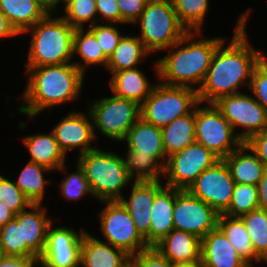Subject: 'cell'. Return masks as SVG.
<instances>
[{
  "label": "cell",
  "instance_id": "obj_22",
  "mask_svg": "<svg viewBox=\"0 0 267 267\" xmlns=\"http://www.w3.org/2000/svg\"><path fill=\"white\" fill-rule=\"evenodd\" d=\"M143 71L139 66L112 73L107 81L110 92L116 97L129 99L141 105L157 83L151 82Z\"/></svg>",
  "mask_w": 267,
  "mask_h": 267
},
{
  "label": "cell",
  "instance_id": "obj_10",
  "mask_svg": "<svg viewBox=\"0 0 267 267\" xmlns=\"http://www.w3.org/2000/svg\"><path fill=\"white\" fill-rule=\"evenodd\" d=\"M195 140L220 159L243 143L214 103L201 102L195 107Z\"/></svg>",
  "mask_w": 267,
  "mask_h": 267
},
{
  "label": "cell",
  "instance_id": "obj_40",
  "mask_svg": "<svg viewBox=\"0 0 267 267\" xmlns=\"http://www.w3.org/2000/svg\"><path fill=\"white\" fill-rule=\"evenodd\" d=\"M0 202H3L15 215L32 204L17 187L14 178H8L3 174H0Z\"/></svg>",
  "mask_w": 267,
  "mask_h": 267
},
{
  "label": "cell",
  "instance_id": "obj_24",
  "mask_svg": "<svg viewBox=\"0 0 267 267\" xmlns=\"http://www.w3.org/2000/svg\"><path fill=\"white\" fill-rule=\"evenodd\" d=\"M21 142L30 156L28 161L44 165L52 171H57L69 161L68 155L60 147L51 131L46 134L38 132L22 136Z\"/></svg>",
  "mask_w": 267,
  "mask_h": 267
},
{
  "label": "cell",
  "instance_id": "obj_51",
  "mask_svg": "<svg viewBox=\"0 0 267 267\" xmlns=\"http://www.w3.org/2000/svg\"><path fill=\"white\" fill-rule=\"evenodd\" d=\"M15 214L8 209L3 202H0V228L3 227L7 222L13 220Z\"/></svg>",
  "mask_w": 267,
  "mask_h": 267
},
{
  "label": "cell",
  "instance_id": "obj_14",
  "mask_svg": "<svg viewBox=\"0 0 267 267\" xmlns=\"http://www.w3.org/2000/svg\"><path fill=\"white\" fill-rule=\"evenodd\" d=\"M56 224L53 221L47 229L45 250L40 256L42 267H80L82 237L86 229L81 227L78 231L69 225Z\"/></svg>",
  "mask_w": 267,
  "mask_h": 267
},
{
  "label": "cell",
  "instance_id": "obj_27",
  "mask_svg": "<svg viewBox=\"0 0 267 267\" xmlns=\"http://www.w3.org/2000/svg\"><path fill=\"white\" fill-rule=\"evenodd\" d=\"M151 55L136 34L124 33L108 58L106 71L110 76L114 72L142 66L140 63Z\"/></svg>",
  "mask_w": 267,
  "mask_h": 267
},
{
  "label": "cell",
  "instance_id": "obj_12",
  "mask_svg": "<svg viewBox=\"0 0 267 267\" xmlns=\"http://www.w3.org/2000/svg\"><path fill=\"white\" fill-rule=\"evenodd\" d=\"M220 158L204 145L194 142L169 157L164 167L166 186L187 190L197 177Z\"/></svg>",
  "mask_w": 267,
  "mask_h": 267
},
{
  "label": "cell",
  "instance_id": "obj_55",
  "mask_svg": "<svg viewBox=\"0 0 267 267\" xmlns=\"http://www.w3.org/2000/svg\"><path fill=\"white\" fill-rule=\"evenodd\" d=\"M3 252H2V248H1V245H0V259L3 257Z\"/></svg>",
  "mask_w": 267,
  "mask_h": 267
},
{
  "label": "cell",
  "instance_id": "obj_5",
  "mask_svg": "<svg viewBox=\"0 0 267 267\" xmlns=\"http://www.w3.org/2000/svg\"><path fill=\"white\" fill-rule=\"evenodd\" d=\"M109 150L97 147L73 159L83 168L90 191L98 202L119 200L133 182L123 155Z\"/></svg>",
  "mask_w": 267,
  "mask_h": 267
},
{
  "label": "cell",
  "instance_id": "obj_52",
  "mask_svg": "<svg viewBox=\"0 0 267 267\" xmlns=\"http://www.w3.org/2000/svg\"><path fill=\"white\" fill-rule=\"evenodd\" d=\"M171 267H202L201 262L194 263H171Z\"/></svg>",
  "mask_w": 267,
  "mask_h": 267
},
{
  "label": "cell",
  "instance_id": "obj_47",
  "mask_svg": "<svg viewBox=\"0 0 267 267\" xmlns=\"http://www.w3.org/2000/svg\"><path fill=\"white\" fill-rule=\"evenodd\" d=\"M0 267H42L39 256H6L0 259Z\"/></svg>",
  "mask_w": 267,
  "mask_h": 267
},
{
  "label": "cell",
  "instance_id": "obj_49",
  "mask_svg": "<svg viewBox=\"0 0 267 267\" xmlns=\"http://www.w3.org/2000/svg\"><path fill=\"white\" fill-rule=\"evenodd\" d=\"M257 189L259 197L258 208L262 209L267 213V171L264 173L263 177L257 184Z\"/></svg>",
  "mask_w": 267,
  "mask_h": 267
},
{
  "label": "cell",
  "instance_id": "obj_50",
  "mask_svg": "<svg viewBox=\"0 0 267 267\" xmlns=\"http://www.w3.org/2000/svg\"><path fill=\"white\" fill-rule=\"evenodd\" d=\"M36 2L46 14L56 15L62 12V0H36Z\"/></svg>",
  "mask_w": 267,
  "mask_h": 267
},
{
  "label": "cell",
  "instance_id": "obj_42",
  "mask_svg": "<svg viewBox=\"0 0 267 267\" xmlns=\"http://www.w3.org/2000/svg\"><path fill=\"white\" fill-rule=\"evenodd\" d=\"M248 91L267 114V62L263 58L252 71Z\"/></svg>",
  "mask_w": 267,
  "mask_h": 267
},
{
  "label": "cell",
  "instance_id": "obj_36",
  "mask_svg": "<svg viewBox=\"0 0 267 267\" xmlns=\"http://www.w3.org/2000/svg\"><path fill=\"white\" fill-rule=\"evenodd\" d=\"M240 218L249 234L255 254L265 264L267 262V213L256 208Z\"/></svg>",
  "mask_w": 267,
  "mask_h": 267
},
{
  "label": "cell",
  "instance_id": "obj_2",
  "mask_svg": "<svg viewBox=\"0 0 267 267\" xmlns=\"http://www.w3.org/2000/svg\"><path fill=\"white\" fill-rule=\"evenodd\" d=\"M26 85L18 98V115L26 116L31 122H36V116L46 112L51 113L59 105H67L80 101L82 88L85 85V75L73 64L46 65L24 67Z\"/></svg>",
  "mask_w": 267,
  "mask_h": 267
},
{
  "label": "cell",
  "instance_id": "obj_21",
  "mask_svg": "<svg viewBox=\"0 0 267 267\" xmlns=\"http://www.w3.org/2000/svg\"><path fill=\"white\" fill-rule=\"evenodd\" d=\"M130 255L97 239L88 230L83 234L80 267H127Z\"/></svg>",
  "mask_w": 267,
  "mask_h": 267
},
{
  "label": "cell",
  "instance_id": "obj_43",
  "mask_svg": "<svg viewBox=\"0 0 267 267\" xmlns=\"http://www.w3.org/2000/svg\"><path fill=\"white\" fill-rule=\"evenodd\" d=\"M130 267H171V262L154 247L130 256Z\"/></svg>",
  "mask_w": 267,
  "mask_h": 267
},
{
  "label": "cell",
  "instance_id": "obj_11",
  "mask_svg": "<svg viewBox=\"0 0 267 267\" xmlns=\"http://www.w3.org/2000/svg\"><path fill=\"white\" fill-rule=\"evenodd\" d=\"M214 104L243 143L267 129L266 111L249 93L226 95L220 97Z\"/></svg>",
  "mask_w": 267,
  "mask_h": 267
},
{
  "label": "cell",
  "instance_id": "obj_7",
  "mask_svg": "<svg viewBox=\"0 0 267 267\" xmlns=\"http://www.w3.org/2000/svg\"><path fill=\"white\" fill-rule=\"evenodd\" d=\"M96 98L87 101V106H85L92 119L96 140L99 141V137L102 135L103 138L106 137L110 141L121 143L140 118V105L113 94L108 97Z\"/></svg>",
  "mask_w": 267,
  "mask_h": 267
},
{
  "label": "cell",
  "instance_id": "obj_54",
  "mask_svg": "<svg viewBox=\"0 0 267 267\" xmlns=\"http://www.w3.org/2000/svg\"><path fill=\"white\" fill-rule=\"evenodd\" d=\"M265 51H263V59L267 62V53H264Z\"/></svg>",
  "mask_w": 267,
  "mask_h": 267
},
{
  "label": "cell",
  "instance_id": "obj_6",
  "mask_svg": "<svg viewBox=\"0 0 267 267\" xmlns=\"http://www.w3.org/2000/svg\"><path fill=\"white\" fill-rule=\"evenodd\" d=\"M133 25L140 27L136 35L152 55L170 48L188 33L179 22L171 0H148Z\"/></svg>",
  "mask_w": 267,
  "mask_h": 267
},
{
  "label": "cell",
  "instance_id": "obj_20",
  "mask_svg": "<svg viewBox=\"0 0 267 267\" xmlns=\"http://www.w3.org/2000/svg\"><path fill=\"white\" fill-rule=\"evenodd\" d=\"M125 143V144H124ZM125 151H138V155L153 156L163 167L167 157L164 151L162 130L139 118L122 141Z\"/></svg>",
  "mask_w": 267,
  "mask_h": 267
},
{
  "label": "cell",
  "instance_id": "obj_15",
  "mask_svg": "<svg viewBox=\"0 0 267 267\" xmlns=\"http://www.w3.org/2000/svg\"><path fill=\"white\" fill-rule=\"evenodd\" d=\"M219 214L187 190L176 189L173 209L174 229L195 234L200 239L218 226Z\"/></svg>",
  "mask_w": 267,
  "mask_h": 267
},
{
  "label": "cell",
  "instance_id": "obj_33",
  "mask_svg": "<svg viewBox=\"0 0 267 267\" xmlns=\"http://www.w3.org/2000/svg\"><path fill=\"white\" fill-rule=\"evenodd\" d=\"M75 166V171L68 172L69 168L67 163L62 165L57 171L62 173L64 177L60 179V182H56L55 184L59 187L58 192L59 196L64 198V201L78 202L82 199H85L87 196L93 199L94 195L90 191L89 183L85 177V172L83 168L79 165V163L75 160L72 163Z\"/></svg>",
  "mask_w": 267,
  "mask_h": 267
},
{
  "label": "cell",
  "instance_id": "obj_9",
  "mask_svg": "<svg viewBox=\"0 0 267 267\" xmlns=\"http://www.w3.org/2000/svg\"><path fill=\"white\" fill-rule=\"evenodd\" d=\"M99 203L102 208L97 212V217L100 236L104 240L95 236L97 239L124 250L130 256L150 248L137 231L127 209L119 200L100 201Z\"/></svg>",
  "mask_w": 267,
  "mask_h": 267
},
{
  "label": "cell",
  "instance_id": "obj_1",
  "mask_svg": "<svg viewBox=\"0 0 267 267\" xmlns=\"http://www.w3.org/2000/svg\"><path fill=\"white\" fill-rule=\"evenodd\" d=\"M251 10L248 7L239 14L229 44L225 38L218 45L205 80L197 91L199 102L214 103L220 97L249 88L252 71L263 58L264 51L255 49L248 36Z\"/></svg>",
  "mask_w": 267,
  "mask_h": 267
},
{
  "label": "cell",
  "instance_id": "obj_45",
  "mask_svg": "<svg viewBox=\"0 0 267 267\" xmlns=\"http://www.w3.org/2000/svg\"><path fill=\"white\" fill-rule=\"evenodd\" d=\"M98 14V23L121 25V15L117 0H95Z\"/></svg>",
  "mask_w": 267,
  "mask_h": 267
},
{
  "label": "cell",
  "instance_id": "obj_18",
  "mask_svg": "<svg viewBox=\"0 0 267 267\" xmlns=\"http://www.w3.org/2000/svg\"><path fill=\"white\" fill-rule=\"evenodd\" d=\"M48 209L44 204H31L14 218L22 223V243H26L39 257L45 250L48 226L55 219L50 217Z\"/></svg>",
  "mask_w": 267,
  "mask_h": 267
},
{
  "label": "cell",
  "instance_id": "obj_46",
  "mask_svg": "<svg viewBox=\"0 0 267 267\" xmlns=\"http://www.w3.org/2000/svg\"><path fill=\"white\" fill-rule=\"evenodd\" d=\"M245 143L256 154L258 159L264 164L267 170V129L252 136Z\"/></svg>",
  "mask_w": 267,
  "mask_h": 267
},
{
  "label": "cell",
  "instance_id": "obj_39",
  "mask_svg": "<svg viewBox=\"0 0 267 267\" xmlns=\"http://www.w3.org/2000/svg\"><path fill=\"white\" fill-rule=\"evenodd\" d=\"M258 206L257 186L235 183L230 206L224 214L230 217H240L258 208Z\"/></svg>",
  "mask_w": 267,
  "mask_h": 267
},
{
  "label": "cell",
  "instance_id": "obj_41",
  "mask_svg": "<svg viewBox=\"0 0 267 267\" xmlns=\"http://www.w3.org/2000/svg\"><path fill=\"white\" fill-rule=\"evenodd\" d=\"M119 24L97 23L87 28L96 38L102 52L109 58L125 33Z\"/></svg>",
  "mask_w": 267,
  "mask_h": 267
},
{
  "label": "cell",
  "instance_id": "obj_23",
  "mask_svg": "<svg viewBox=\"0 0 267 267\" xmlns=\"http://www.w3.org/2000/svg\"><path fill=\"white\" fill-rule=\"evenodd\" d=\"M154 248L171 263L201 262V239L186 231L173 229Z\"/></svg>",
  "mask_w": 267,
  "mask_h": 267
},
{
  "label": "cell",
  "instance_id": "obj_48",
  "mask_svg": "<svg viewBox=\"0 0 267 267\" xmlns=\"http://www.w3.org/2000/svg\"><path fill=\"white\" fill-rule=\"evenodd\" d=\"M20 36L11 26L3 12L0 10V39H11Z\"/></svg>",
  "mask_w": 267,
  "mask_h": 267
},
{
  "label": "cell",
  "instance_id": "obj_26",
  "mask_svg": "<svg viewBox=\"0 0 267 267\" xmlns=\"http://www.w3.org/2000/svg\"><path fill=\"white\" fill-rule=\"evenodd\" d=\"M176 188L165 186L156 196L150 214V247H154L173 229Z\"/></svg>",
  "mask_w": 267,
  "mask_h": 267
},
{
  "label": "cell",
  "instance_id": "obj_28",
  "mask_svg": "<svg viewBox=\"0 0 267 267\" xmlns=\"http://www.w3.org/2000/svg\"><path fill=\"white\" fill-rule=\"evenodd\" d=\"M76 56L77 61L74 60ZM107 62L108 57L102 52L95 36L87 28L75 29L72 63L86 76L88 69H92L93 66H103L106 70Z\"/></svg>",
  "mask_w": 267,
  "mask_h": 267
},
{
  "label": "cell",
  "instance_id": "obj_32",
  "mask_svg": "<svg viewBox=\"0 0 267 267\" xmlns=\"http://www.w3.org/2000/svg\"><path fill=\"white\" fill-rule=\"evenodd\" d=\"M218 227L227 236L238 255L250 266L263 264V261L255 254L249 234L240 217H230L225 214H220Z\"/></svg>",
  "mask_w": 267,
  "mask_h": 267
},
{
  "label": "cell",
  "instance_id": "obj_19",
  "mask_svg": "<svg viewBox=\"0 0 267 267\" xmlns=\"http://www.w3.org/2000/svg\"><path fill=\"white\" fill-rule=\"evenodd\" d=\"M202 267H250L217 226L201 239Z\"/></svg>",
  "mask_w": 267,
  "mask_h": 267
},
{
  "label": "cell",
  "instance_id": "obj_31",
  "mask_svg": "<svg viewBox=\"0 0 267 267\" xmlns=\"http://www.w3.org/2000/svg\"><path fill=\"white\" fill-rule=\"evenodd\" d=\"M166 157L191 146L195 140V108L161 128Z\"/></svg>",
  "mask_w": 267,
  "mask_h": 267
},
{
  "label": "cell",
  "instance_id": "obj_4",
  "mask_svg": "<svg viewBox=\"0 0 267 267\" xmlns=\"http://www.w3.org/2000/svg\"><path fill=\"white\" fill-rule=\"evenodd\" d=\"M58 15L47 14L21 34L30 37L25 67L72 63L75 29Z\"/></svg>",
  "mask_w": 267,
  "mask_h": 267
},
{
  "label": "cell",
  "instance_id": "obj_34",
  "mask_svg": "<svg viewBox=\"0 0 267 267\" xmlns=\"http://www.w3.org/2000/svg\"><path fill=\"white\" fill-rule=\"evenodd\" d=\"M179 22L188 32L202 31L210 11V0H171ZM210 5V6H209Z\"/></svg>",
  "mask_w": 267,
  "mask_h": 267
},
{
  "label": "cell",
  "instance_id": "obj_30",
  "mask_svg": "<svg viewBox=\"0 0 267 267\" xmlns=\"http://www.w3.org/2000/svg\"><path fill=\"white\" fill-rule=\"evenodd\" d=\"M0 10L20 37L47 15L36 0H0Z\"/></svg>",
  "mask_w": 267,
  "mask_h": 267
},
{
  "label": "cell",
  "instance_id": "obj_29",
  "mask_svg": "<svg viewBox=\"0 0 267 267\" xmlns=\"http://www.w3.org/2000/svg\"><path fill=\"white\" fill-rule=\"evenodd\" d=\"M52 172L54 171L44 165L27 161L14 182L32 204H43L46 187L55 182L45 176Z\"/></svg>",
  "mask_w": 267,
  "mask_h": 267
},
{
  "label": "cell",
  "instance_id": "obj_13",
  "mask_svg": "<svg viewBox=\"0 0 267 267\" xmlns=\"http://www.w3.org/2000/svg\"><path fill=\"white\" fill-rule=\"evenodd\" d=\"M234 188L235 181L231 177L229 168L224 160L220 159L212 167L204 170L187 191L220 215L228 210Z\"/></svg>",
  "mask_w": 267,
  "mask_h": 267
},
{
  "label": "cell",
  "instance_id": "obj_37",
  "mask_svg": "<svg viewBox=\"0 0 267 267\" xmlns=\"http://www.w3.org/2000/svg\"><path fill=\"white\" fill-rule=\"evenodd\" d=\"M59 14L74 29H86L98 23L95 0H74Z\"/></svg>",
  "mask_w": 267,
  "mask_h": 267
},
{
  "label": "cell",
  "instance_id": "obj_25",
  "mask_svg": "<svg viewBox=\"0 0 267 267\" xmlns=\"http://www.w3.org/2000/svg\"><path fill=\"white\" fill-rule=\"evenodd\" d=\"M235 183L255 185L267 171L264 164L246 143L223 158Z\"/></svg>",
  "mask_w": 267,
  "mask_h": 267
},
{
  "label": "cell",
  "instance_id": "obj_17",
  "mask_svg": "<svg viewBox=\"0 0 267 267\" xmlns=\"http://www.w3.org/2000/svg\"><path fill=\"white\" fill-rule=\"evenodd\" d=\"M131 190L119 201L127 209L135 227L150 247V214L151 207L157 194L166 186L164 179L156 181H133Z\"/></svg>",
  "mask_w": 267,
  "mask_h": 267
},
{
  "label": "cell",
  "instance_id": "obj_35",
  "mask_svg": "<svg viewBox=\"0 0 267 267\" xmlns=\"http://www.w3.org/2000/svg\"><path fill=\"white\" fill-rule=\"evenodd\" d=\"M123 159L133 181L163 179L164 167L153 156L138 155V151H126Z\"/></svg>",
  "mask_w": 267,
  "mask_h": 267
},
{
  "label": "cell",
  "instance_id": "obj_3",
  "mask_svg": "<svg viewBox=\"0 0 267 267\" xmlns=\"http://www.w3.org/2000/svg\"><path fill=\"white\" fill-rule=\"evenodd\" d=\"M202 31L186 33L166 54L151 64L156 81L170 86H185L198 91L203 84L218 45L225 37H205Z\"/></svg>",
  "mask_w": 267,
  "mask_h": 267
},
{
  "label": "cell",
  "instance_id": "obj_16",
  "mask_svg": "<svg viewBox=\"0 0 267 267\" xmlns=\"http://www.w3.org/2000/svg\"><path fill=\"white\" fill-rule=\"evenodd\" d=\"M50 130L67 155L70 151L77 152L75 157H78L97 148L92 119L87 109L86 112L68 111Z\"/></svg>",
  "mask_w": 267,
  "mask_h": 267
},
{
  "label": "cell",
  "instance_id": "obj_53",
  "mask_svg": "<svg viewBox=\"0 0 267 267\" xmlns=\"http://www.w3.org/2000/svg\"><path fill=\"white\" fill-rule=\"evenodd\" d=\"M72 1H74V0H62V11Z\"/></svg>",
  "mask_w": 267,
  "mask_h": 267
},
{
  "label": "cell",
  "instance_id": "obj_44",
  "mask_svg": "<svg viewBox=\"0 0 267 267\" xmlns=\"http://www.w3.org/2000/svg\"><path fill=\"white\" fill-rule=\"evenodd\" d=\"M148 0H117L121 25L133 24L145 9Z\"/></svg>",
  "mask_w": 267,
  "mask_h": 267
},
{
  "label": "cell",
  "instance_id": "obj_8",
  "mask_svg": "<svg viewBox=\"0 0 267 267\" xmlns=\"http://www.w3.org/2000/svg\"><path fill=\"white\" fill-rule=\"evenodd\" d=\"M199 103L197 90L185 86H170L159 81L140 105V118L156 127L191 113Z\"/></svg>",
  "mask_w": 267,
  "mask_h": 267
},
{
  "label": "cell",
  "instance_id": "obj_38",
  "mask_svg": "<svg viewBox=\"0 0 267 267\" xmlns=\"http://www.w3.org/2000/svg\"><path fill=\"white\" fill-rule=\"evenodd\" d=\"M0 245L6 256H37L26 243H22V223L15 219L0 228Z\"/></svg>",
  "mask_w": 267,
  "mask_h": 267
}]
</instances>
